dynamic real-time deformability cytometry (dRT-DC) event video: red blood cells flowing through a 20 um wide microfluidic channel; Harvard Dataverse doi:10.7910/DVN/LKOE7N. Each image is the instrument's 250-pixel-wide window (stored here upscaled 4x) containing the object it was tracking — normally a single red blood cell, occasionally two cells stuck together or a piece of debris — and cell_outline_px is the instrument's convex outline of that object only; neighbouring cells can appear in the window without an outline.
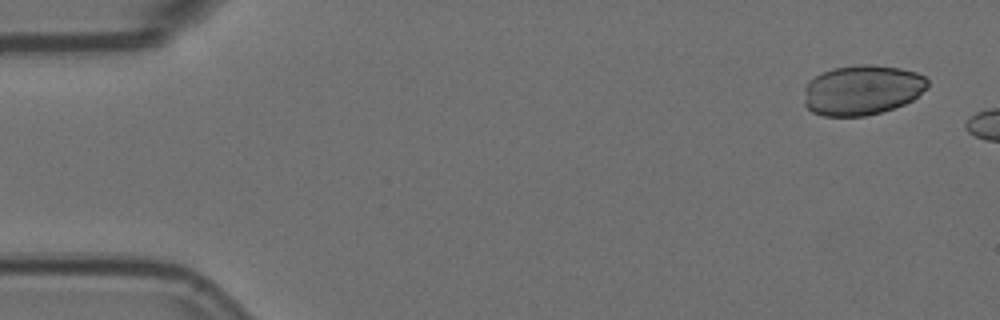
{"species": "Egyptian fruit bat (a non-hibernating species)", "species_latin": "Rousettus aegyptiacus", "temperature_condition": "room temperature", "stored_images_in_passage": 5, "camera_frame_rate_fps": 3000, "um_per_image_px": 0.085, "animal": {"sex": "female"}, "frame": {"image": 1, "passage_image": 1, "time_ms": 0.0, "image_size_px": [1000, 320], "cell_outline_px": [[928, 88], [912, 100], [904, 104], [880, 112], [864, 116], [824, 116], [812, 112], [804, 104], [804, 88], [808, 80], [832, 68], [856, 64], [872, 64], [900, 68], [916, 72], [924, 76], [928, 80]], "centroid_in_image_um": [73.27, 7.64], "position_along_channel_um": 11.7, "area_um2": 36.24}}